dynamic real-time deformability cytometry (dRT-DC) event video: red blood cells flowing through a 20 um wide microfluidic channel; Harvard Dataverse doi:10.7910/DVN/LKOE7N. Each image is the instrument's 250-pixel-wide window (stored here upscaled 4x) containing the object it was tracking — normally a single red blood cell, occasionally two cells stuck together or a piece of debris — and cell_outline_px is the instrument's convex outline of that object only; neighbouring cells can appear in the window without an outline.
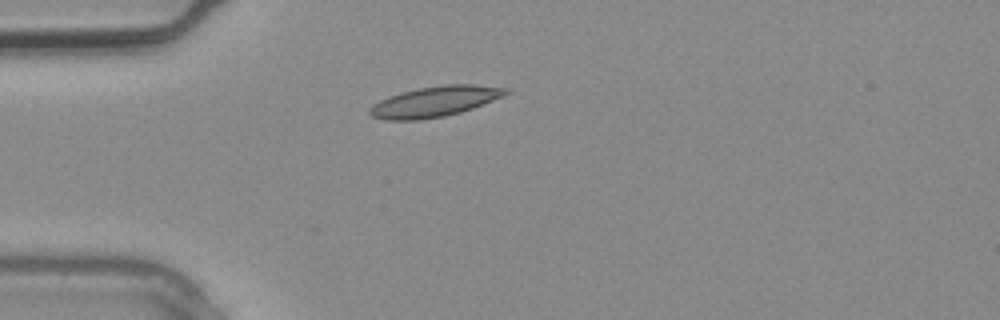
{"species": "common noctule bat (a hibernating species)", "species_latin": "Nyctalus noctula", "temperature_condition": "warm", "stored_images_in_passage": 3, "camera_frame_rate_fps": 3000, "um_per_image_px": 0.085, "animal": {"sex": "male", "body_mass_g": 20.4}, "frame": {"image": 1, "passage_image": 3, "time_ms": 0.667, "image_size_px": [1000, 320], "cell_outline_px": [[512, 92], [504, 96], [472, 108], [460, 112], [444, 116], [420, 120], [384, 120], [372, 116], [368, 112], [368, 108], [372, 104], [388, 96], [420, 88], [444, 84], [472, 84], [508, 88]], "centroid_in_image_um": [36.96, 8.63], "position_along_channel_um": 48.0, "area_um2": 24.16}}